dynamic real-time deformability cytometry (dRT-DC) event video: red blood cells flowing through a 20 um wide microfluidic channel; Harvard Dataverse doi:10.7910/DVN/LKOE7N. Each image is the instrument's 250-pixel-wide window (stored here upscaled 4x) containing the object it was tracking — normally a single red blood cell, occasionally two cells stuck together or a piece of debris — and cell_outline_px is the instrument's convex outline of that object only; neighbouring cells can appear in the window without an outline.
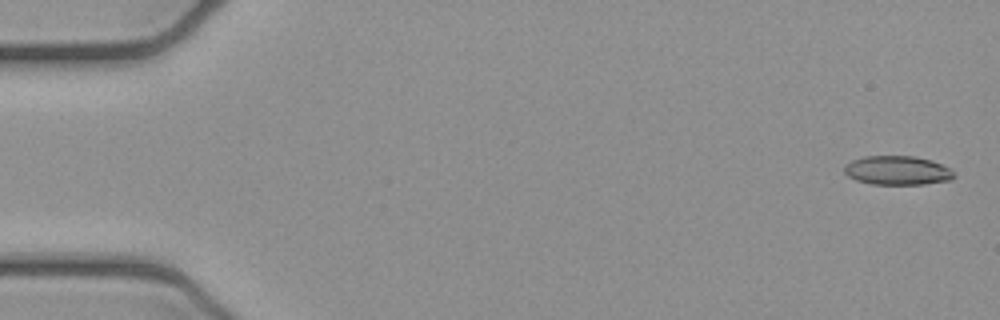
{"species": "common noctule bat (a hibernating species)", "species_latin": "Nyctalus noctula", "temperature_condition": "cold", "stored_images_in_passage": 5, "camera_frame_rate_fps": 3000, "um_per_image_px": 0.085, "animal": {"sex": "female", "body_mass_g": 21.9}, "frame": {"image": 1, "passage_image": 1, "time_ms": 0.0, "image_size_px": [1000, 320], "cell_outline_px": [[956, 176], [952, 180], [924, 184], [872, 184], [856, 180], [848, 176], [844, 172], [844, 164], [852, 160], [864, 156], [916, 156], [932, 160], [952, 168]], "centroid_in_image_um": [76.31, 14.48], "position_along_channel_um": 8.7, "area_um2": 18.84}}
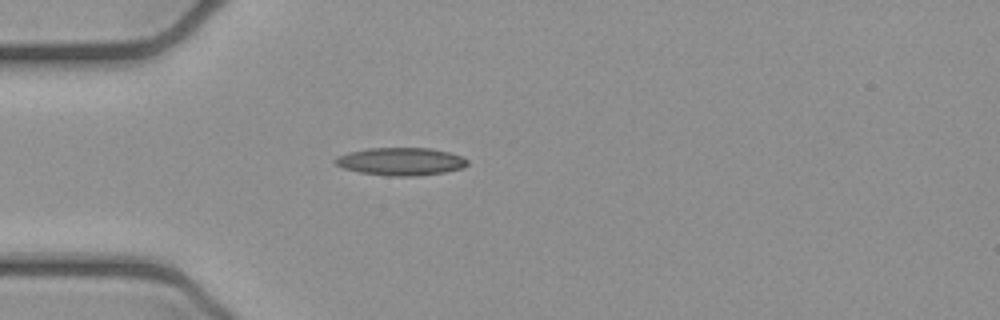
{"frame": {"image": 2, "passage_image": 5, "time_ms": 1.333, "image_size_px": [1000, 320], "cell_outline_px": [[468, 164], [464, 168], [444, 172], [416, 176], [388, 176], [360, 172], [344, 168], [336, 164], [332, 160], [336, 156], [348, 152], [368, 148], [432, 148], [448, 152], [460, 156], [468, 160]], "centroid_in_image_um": [34.06, 13.72], "position_along_channel_um": 50.9, "area_um2": 21.44}}